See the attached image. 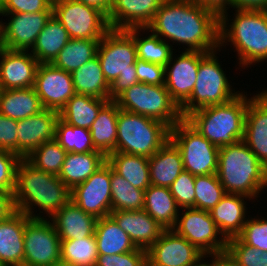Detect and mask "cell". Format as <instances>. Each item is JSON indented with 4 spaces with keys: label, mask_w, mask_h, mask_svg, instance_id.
Listing matches in <instances>:
<instances>
[{
    "label": "cell",
    "mask_w": 267,
    "mask_h": 266,
    "mask_svg": "<svg viewBox=\"0 0 267 266\" xmlns=\"http://www.w3.org/2000/svg\"><path fill=\"white\" fill-rule=\"evenodd\" d=\"M164 0H113L107 15L111 29L147 28Z\"/></svg>",
    "instance_id": "21"
},
{
    "label": "cell",
    "mask_w": 267,
    "mask_h": 266,
    "mask_svg": "<svg viewBox=\"0 0 267 266\" xmlns=\"http://www.w3.org/2000/svg\"><path fill=\"white\" fill-rule=\"evenodd\" d=\"M215 266H242L227 250L215 254Z\"/></svg>",
    "instance_id": "56"
},
{
    "label": "cell",
    "mask_w": 267,
    "mask_h": 266,
    "mask_svg": "<svg viewBox=\"0 0 267 266\" xmlns=\"http://www.w3.org/2000/svg\"><path fill=\"white\" fill-rule=\"evenodd\" d=\"M180 216L173 230L204 255H213L227 250V240L224 237L220 239L217 237L221 233L209 211L185 208V212Z\"/></svg>",
    "instance_id": "13"
},
{
    "label": "cell",
    "mask_w": 267,
    "mask_h": 266,
    "mask_svg": "<svg viewBox=\"0 0 267 266\" xmlns=\"http://www.w3.org/2000/svg\"><path fill=\"white\" fill-rule=\"evenodd\" d=\"M0 47H1V26H0Z\"/></svg>",
    "instance_id": "61"
},
{
    "label": "cell",
    "mask_w": 267,
    "mask_h": 266,
    "mask_svg": "<svg viewBox=\"0 0 267 266\" xmlns=\"http://www.w3.org/2000/svg\"><path fill=\"white\" fill-rule=\"evenodd\" d=\"M135 68L138 82L150 85H165V67L159 64L136 59Z\"/></svg>",
    "instance_id": "50"
},
{
    "label": "cell",
    "mask_w": 267,
    "mask_h": 266,
    "mask_svg": "<svg viewBox=\"0 0 267 266\" xmlns=\"http://www.w3.org/2000/svg\"><path fill=\"white\" fill-rule=\"evenodd\" d=\"M203 255L187 239L167 229L147 250V266H190Z\"/></svg>",
    "instance_id": "17"
},
{
    "label": "cell",
    "mask_w": 267,
    "mask_h": 266,
    "mask_svg": "<svg viewBox=\"0 0 267 266\" xmlns=\"http://www.w3.org/2000/svg\"><path fill=\"white\" fill-rule=\"evenodd\" d=\"M216 174L229 194L252 199L267 187V168L243 140L219 148Z\"/></svg>",
    "instance_id": "3"
},
{
    "label": "cell",
    "mask_w": 267,
    "mask_h": 266,
    "mask_svg": "<svg viewBox=\"0 0 267 266\" xmlns=\"http://www.w3.org/2000/svg\"><path fill=\"white\" fill-rule=\"evenodd\" d=\"M165 66V87L180 107L190 96L197 80L199 51L185 50Z\"/></svg>",
    "instance_id": "18"
},
{
    "label": "cell",
    "mask_w": 267,
    "mask_h": 266,
    "mask_svg": "<svg viewBox=\"0 0 267 266\" xmlns=\"http://www.w3.org/2000/svg\"><path fill=\"white\" fill-rule=\"evenodd\" d=\"M235 11L230 25H227L228 14L220 15V46L231 42L242 67L267 60V11Z\"/></svg>",
    "instance_id": "5"
},
{
    "label": "cell",
    "mask_w": 267,
    "mask_h": 266,
    "mask_svg": "<svg viewBox=\"0 0 267 266\" xmlns=\"http://www.w3.org/2000/svg\"><path fill=\"white\" fill-rule=\"evenodd\" d=\"M71 190L58 176L37 169L26 158L16 168L15 189L12 195L14 210L30 218H43L33 214V205L52 217L70 200Z\"/></svg>",
    "instance_id": "2"
},
{
    "label": "cell",
    "mask_w": 267,
    "mask_h": 266,
    "mask_svg": "<svg viewBox=\"0 0 267 266\" xmlns=\"http://www.w3.org/2000/svg\"><path fill=\"white\" fill-rule=\"evenodd\" d=\"M170 139V128L157 120L118 107L115 152L150 158Z\"/></svg>",
    "instance_id": "6"
},
{
    "label": "cell",
    "mask_w": 267,
    "mask_h": 266,
    "mask_svg": "<svg viewBox=\"0 0 267 266\" xmlns=\"http://www.w3.org/2000/svg\"><path fill=\"white\" fill-rule=\"evenodd\" d=\"M33 88L43 108L57 112L76 94L71 73L52 63L39 64Z\"/></svg>",
    "instance_id": "15"
},
{
    "label": "cell",
    "mask_w": 267,
    "mask_h": 266,
    "mask_svg": "<svg viewBox=\"0 0 267 266\" xmlns=\"http://www.w3.org/2000/svg\"><path fill=\"white\" fill-rule=\"evenodd\" d=\"M249 199L244 195L229 194L220 200V202L210 211L221 236L226 240L237 237L246 223V202Z\"/></svg>",
    "instance_id": "26"
},
{
    "label": "cell",
    "mask_w": 267,
    "mask_h": 266,
    "mask_svg": "<svg viewBox=\"0 0 267 266\" xmlns=\"http://www.w3.org/2000/svg\"><path fill=\"white\" fill-rule=\"evenodd\" d=\"M54 139L67 152L85 153L96 151L88 129L72 126L60 117L56 122Z\"/></svg>",
    "instance_id": "41"
},
{
    "label": "cell",
    "mask_w": 267,
    "mask_h": 266,
    "mask_svg": "<svg viewBox=\"0 0 267 266\" xmlns=\"http://www.w3.org/2000/svg\"><path fill=\"white\" fill-rule=\"evenodd\" d=\"M114 101L121 110L147 116L162 122L170 129L183 119L180 107L171 98L165 85L137 82Z\"/></svg>",
    "instance_id": "8"
},
{
    "label": "cell",
    "mask_w": 267,
    "mask_h": 266,
    "mask_svg": "<svg viewBox=\"0 0 267 266\" xmlns=\"http://www.w3.org/2000/svg\"><path fill=\"white\" fill-rule=\"evenodd\" d=\"M4 16V12H3V0H0V16ZM2 23V21H0V24Z\"/></svg>",
    "instance_id": "60"
},
{
    "label": "cell",
    "mask_w": 267,
    "mask_h": 266,
    "mask_svg": "<svg viewBox=\"0 0 267 266\" xmlns=\"http://www.w3.org/2000/svg\"><path fill=\"white\" fill-rule=\"evenodd\" d=\"M237 237L251 247L267 251V220L264 218L247 219Z\"/></svg>",
    "instance_id": "46"
},
{
    "label": "cell",
    "mask_w": 267,
    "mask_h": 266,
    "mask_svg": "<svg viewBox=\"0 0 267 266\" xmlns=\"http://www.w3.org/2000/svg\"><path fill=\"white\" fill-rule=\"evenodd\" d=\"M145 191L132 186L111 167V211L143 210Z\"/></svg>",
    "instance_id": "38"
},
{
    "label": "cell",
    "mask_w": 267,
    "mask_h": 266,
    "mask_svg": "<svg viewBox=\"0 0 267 266\" xmlns=\"http://www.w3.org/2000/svg\"><path fill=\"white\" fill-rule=\"evenodd\" d=\"M145 210L165 230L173 229L179 217V206L169 187L150 185L145 190Z\"/></svg>",
    "instance_id": "30"
},
{
    "label": "cell",
    "mask_w": 267,
    "mask_h": 266,
    "mask_svg": "<svg viewBox=\"0 0 267 266\" xmlns=\"http://www.w3.org/2000/svg\"><path fill=\"white\" fill-rule=\"evenodd\" d=\"M109 100L75 94L59 112V117L72 126L89 130L97 118L100 109Z\"/></svg>",
    "instance_id": "35"
},
{
    "label": "cell",
    "mask_w": 267,
    "mask_h": 266,
    "mask_svg": "<svg viewBox=\"0 0 267 266\" xmlns=\"http://www.w3.org/2000/svg\"><path fill=\"white\" fill-rule=\"evenodd\" d=\"M95 266H147V250H136L122 254H98Z\"/></svg>",
    "instance_id": "47"
},
{
    "label": "cell",
    "mask_w": 267,
    "mask_h": 266,
    "mask_svg": "<svg viewBox=\"0 0 267 266\" xmlns=\"http://www.w3.org/2000/svg\"><path fill=\"white\" fill-rule=\"evenodd\" d=\"M2 91H3V89H2V86H1V82H0V94H1Z\"/></svg>",
    "instance_id": "63"
},
{
    "label": "cell",
    "mask_w": 267,
    "mask_h": 266,
    "mask_svg": "<svg viewBox=\"0 0 267 266\" xmlns=\"http://www.w3.org/2000/svg\"><path fill=\"white\" fill-rule=\"evenodd\" d=\"M169 190L179 208H195V175L182 171Z\"/></svg>",
    "instance_id": "45"
},
{
    "label": "cell",
    "mask_w": 267,
    "mask_h": 266,
    "mask_svg": "<svg viewBox=\"0 0 267 266\" xmlns=\"http://www.w3.org/2000/svg\"><path fill=\"white\" fill-rule=\"evenodd\" d=\"M96 56L109 85L120 73L136 71L135 41L127 30L110 29L100 40Z\"/></svg>",
    "instance_id": "11"
},
{
    "label": "cell",
    "mask_w": 267,
    "mask_h": 266,
    "mask_svg": "<svg viewBox=\"0 0 267 266\" xmlns=\"http://www.w3.org/2000/svg\"><path fill=\"white\" fill-rule=\"evenodd\" d=\"M107 162V157L99 151L66 153L58 178L72 190L86 181Z\"/></svg>",
    "instance_id": "28"
},
{
    "label": "cell",
    "mask_w": 267,
    "mask_h": 266,
    "mask_svg": "<svg viewBox=\"0 0 267 266\" xmlns=\"http://www.w3.org/2000/svg\"><path fill=\"white\" fill-rule=\"evenodd\" d=\"M110 216L130 236L137 248L148 250L165 230L145 210L111 211Z\"/></svg>",
    "instance_id": "24"
},
{
    "label": "cell",
    "mask_w": 267,
    "mask_h": 266,
    "mask_svg": "<svg viewBox=\"0 0 267 266\" xmlns=\"http://www.w3.org/2000/svg\"><path fill=\"white\" fill-rule=\"evenodd\" d=\"M227 251L242 266H267V251L243 243L238 237L227 240Z\"/></svg>",
    "instance_id": "44"
},
{
    "label": "cell",
    "mask_w": 267,
    "mask_h": 266,
    "mask_svg": "<svg viewBox=\"0 0 267 266\" xmlns=\"http://www.w3.org/2000/svg\"><path fill=\"white\" fill-rule=\"evenodd\" d=\"M94 236L98 254H122L137 249L130 236L110 215L98 218Z\"/></svg>",
    "instance_id": "32"
},
{
    "label": "cell",
    "mask_w": 267,
    "mask_h": 266,
    "mask_svg": "<svg viewBox=\"0 0 267 266\" xmlns=\"http://www.w3.org/2000/svg\"><path fill=\"white\" fill-rule=\"evenodd\" d=\"M170 140L180 150L185 171L195 176L217 173L219 148L184 118L170 129Z\"/></svg>",
    "instance_id": "9"
},
{
    "label": "cell",
    "mask_w": 267,
    "mask_h": 266,
    "mask_svg": "<svg viewBox=\"0 0 267 266\" xmlns=\"http://www.w3.org/2000/svg\"><path fill=\"white\" fill-rule=\"evenodd\" d=\"M49 266H73V265H71V264H69V263H67V262H64V261H62V260H59V261H57V262L52 263V264L49 265Z\"/></svg>",
    "instance_id": "59"
},
{
    "label": "cell",
    "mask_w": 267,
    "mask_h": 266,
    "mask_svg": "<svg viewBox=\"0 0 267 266\" xmlns=\"http://www.w3.org/2000/svg\"><path fill=\"white\" fill-rule=\"evenodd\" d=\"M151 185L169 187L184 171L182 156L177 146L169 139L150 158Z\"/></svg>",
    "instance_id": "27"
},
{
    "label": "cell",
    "mask_w": 267,
    "mask_h": 266,
    "mask_svg": "<svg viewBox=\"0 0 267 266\" xmlns=\"http://www.w3.org/2000/svg\"><path fill=\"white\" fill-rule=\"evenodd\" d=\"M61 239L50 220L30 218L24 231L23 266H49L61 260Z\"/></svg>",
    "instance_id": "12"
},
{
    "label": "cell",
    "mask_w": 267,
    "mask_h": 266,
    "mask_svg": "<svg viewBox=\"0 0 267 266\" xmlns=\"http://www.w3.org/2000/svg\"><path fill=\"white\" fill-rule=\"evenodd\" d=\"M61 260L73 266H95L98 257L95 236L61 240Z\"/></svg>",
    "instance_id": "40"
},
{
    "label": "cell",
    "mask_w": 267,
    "mask_h": 266,
    "mask_svg": "<svg viewBox=\"0 0 267 266\" xmlns=\"http://www.w3.org/2000/svg\"><path fill=\"white\" fill-rule=\"evenodd\" d=\"M70 199L84 212L102 218L111 212V166L106 162L71 190Z\"/></svg>",
    "instance_id": "14"
},
{
    "label": "cell",
    "mask_w": 267,
    "mask_h": 266,
    "mask_svg": "<svg viewBox=\"0 0 267 266\" xmlns=\"http://www.w3.org/2000/svg\"><path fill=\"white\" fill-rule=\"evenodd\" d=\"M59 112L43 109L28 118L18 120L17 155L27 158L37 147L55 137Z\"/></svg>",
    "instance_id": "20"
},
{
    "label": "cell",
    "mask_w": 267,
    "mask_h": 266,
    "mask_svg": "<svg viewBox=\"0 0 267 266\" xmlns=\"http://www.w3.org/2000/svg\"><path fill=\"white\" fill-rule=\"evenodd\" d=\"M30 217L14 210L0 221V262L4 266H23L24 231Z\"/></svg>",
    "instance_id": "23"
},
{
    "label": "cell",
    "mask_w": 267,
    "mask_h": 266,
    "mask_svg": "<svg viewBox=\"0 0 267 266\" xmlns=\"http://www.w3.org/2000/svg\"><path fill=\"white\" fill-rule=\"evenodd\" d=\"M53 15L70 39L101 40L111 29L102 11L77 0H57L53 4Z\"/></svg>",
    "instance_id": "10"
},
{
    "label": "cell",
    "mask_w": 267,
    "mask_h": 266,
    "mask_svg": "<svg viewBox=\"0 0 267 266\" xmlns=\"http://www.w3.org/2000/svg\"><path fill=\"white\" fill-rule=\"evenodd\" d=\"M71 75L76 94L109 99L110 85L104 78L97 56L74 70Z\"/></svg>",
    "instance_id": "36"
},
{
    "label": "cell",
    "mask_w": 267,
    "mask_h": 266,
    "mask_svg": "<svg viewBox=\"0 0 267 266\" xmlns=\"http://www.w3.org/2000/svg\"><path fill=\"white\" fill-rule=\"evenodd\" d=\"M66 153L60 144L53 139L37 147L26 159L37 169L58 176Z\"/></svg>",
    "instance_id": "42"
},
{
    "label": "cell",
    "mask_w": 267,
    "mask_h": 266,
    "mask_svg": "<svg viewBox=\"0 0 267 266\" xmlns=\"http://www.w3.org/2000/svg\"><path fill=\"white\" fill-rule=\"evenodd\" d=\"M118 105L114 100H109L99 111L97 118L91 125L94 149L106 157L115 152L117 139Z\"/></svg>",
    "instance_id": "29"
},
{
    "label": "cell",
    "mask_w": 267,
    "mask_h": 266,
    "mask_svg": "<svg viewBox=\"0 0 267 266\" xmlns=\"http://www.w3.org/2000/svg\"><path fill=\"white\" fill-rule=\"evenodd\" d=\"M249 98L241 92L230 101L197 109L184 119L213 145L221 148L244 139Z\"/></svg>",
    "instance_id": "4"
},
{
    "label": "cell",
    "mask_w": 267,
    "mask_h": 266,
    "mask_svg": "<svg viewBox=\"0 0 267 266\" xmlns=\"http://www.w3.org/2000/svg\"><path fill=\"white\" fill-rule=\"evenodd\" d=\"M18 120L0 113V149L17 154Z\"/></svg>",
    "instance_id": "51"
},
{
    "label": "cell",
    "mask_w": 267,
    "mask_h": 266,
    "mask_svg": "<svg viewBox=\"0 0 267 266\" xmlns=\"http://www.w3.org/2000/svg\"><path fill=\"white\" fill-rule=\"evenodd\" d=\"M231 7L237 10L267 11V0H231Z\"/></svg>",
    "instance_id": "53"
},
{
    "label": "cell",
    "mask_w": 267,
    "mask_h": 266,
    "mask_svg": "<svg viewBox=\"0 0 267 266\" xmlns=\"http://www.w3.org/2000/svg\"><path fill=\"white\" fill-rule=\"evenodd\" d=\"M219 28L220 16L196 1L164 0L143 30L162 40L186 44L188 51L212 52L220 48Z\"/></svg>",
    "instance_id": "1"
},
{
    "label": "cell",
    "mask_w": 267,
    "mask_h": 266,
    "mask_svg": "<svg viewBox=\"0 0 267 266\" xmlns=\"http://www.w3.org/2000/svg\"><path fill=\"white\" fill-rule=\"evenodd\" d=\"M20 159L17 154L0 149V191L13 195Z\"/></svg>",
    "instance_id": "48"
},
{
    "label": "cell",
    "mask_w": 267,
    "mask_h": 266,
    "mask_svg": "<svg viewBox=\"0 0 267 266\" xmlns=\"http://www.w3.org/2000/svg\"><path fill=\"white\" fill-rule=\"evenodd\" d=\"M0 82L3 90L34 86L39 62L28 51L0 47Z\"/></svg>",
    "instance_id": "19"
},
{
    "label": "cell",
    "mask_w": 267,
    "mask_h": 266,
    "mask_svg": "<svg viewBox=\"0 0 267 266\" xmlns=\"http://www.w3.org/2000/svg\"><path fill=\"white\" fill-rule=\"evenodd\" d=\"M194 1H196L203 7L216 12L219 16L223 12L227 13L228 8H230L227 6H231V0H194Z\"/></svg>",
    "instance_id": "54"
},
{
    "label": "cell",
    "mask_w": 267,
    "mask_h": 266,
    "mask_svg": "<svg viewBox=\"0 0 267 266\" xmlns=\"http://www.w3.org/2000/svg\"><path fill=\"white\" fill-rule=\"evenodd\" d=\"M85 5L92 6L102 11L106 16L108 15L113 0H77Z\"/></svg>",
    "instance_id": "57"
},
{
    "label": "cell",
    "mask_w": 267,
    "mask_h": 266,
    "mask_svg": "<svg viewBox=\"0 0 267 266\" xmlns=\"http://www.w3.org/2000/svg\"><path fill=\"white\" fill-rule=\"evenodd\" d=\"M69 40L66 29L53 15L39 33L31 54L40 64L52 63Z\"/></svg>",
    "instance_id": "34"
},
{
    "label": "cell",
    "mask_w": 267,
    "mask_h": 266,
    "mask_svg": "<svg viewBox=\"0 0 267 266\" xmlns=\"http://www.w3.org/2000/svg\"><path fill=\"white\" fill-rule=\"evenodd\" d=\"M4 13L53 12L49 0H3Z\"/></svg>",
    "instance_id": "49"
},
{
    "label": "cell",
    "mask_w": 267,
    "mask_h": 266,
    "mask_svg": "<svg viewBox=\"0 0 267 266\" xmlns=\"http://www.w3.org/2000/svg\"><path fill=\"white\" fill-rule=\"evenodd\" d=\"M263 91L248 102L243 141L267 168V89Z\"/></svg>",
    "instance_id": "22"
},
{
    "label": "cell",
    "mask_w": 267,
    "mask_h": 266,
    "mask_svg": "<svg viewBox=\"0 0 267 266\" xmlns=\"http://www.w3.org/2000/svg\"><path fill=\"white\" fill-rule=\"evenodd\" d=\"M52 4H54L57 0H49Z\"/></svg>",
    "instance_id": "62"
},
{
    "label": "cell",
    "mask_w": 267,
    "mask_h": 266,
    "mask_svg": "<svg viewBox=\"0 0 267 266\" xmlns=\"http://www.w3.org/2000/svg\"><path fill=\"white\" fill-rule=\"evenodd\" d=\"M14 211L12 195L0 191V221Z\"/></svg>",
    "instance_id": "55"
},
{
    "label": "cell",
    "mask_w": 267,
    "mask_h": 266,
    "mask_svg": "<svg viewBox=\"0 0 267 266\" xmlns=\"http://www.w3.org/2000/svg\"><path fill=\"white\" fill-rule=\"evenodd\" d=\"M107 163L132 186L145 191L151 185L147 157L113 152L107 156Z\"/></svg>",
    "instance_id": "33"
},
{
    "label": "cell",
    "mask_w": 267,
    "mask_h": 266,
    "mask_svg": "<svg viewBox=\"0 0 267 266\" xmlns=\"http://www.w3.org/2000/svg\"><path fill=\"white\" fill-rule=\"evenodd\" d=\"M138 82L137 71L120 73L118 78L110 85L109 99L115 100L122 92Z\"/></svg>",
    "instance_id": "52"
},
{
    "label": "cell",
    "mask_w": 267,
    "mask_h": 266,
    "mask_svg": "<svg viewBox=\"0 0 267 266\" xmlns=\"http://www.w3.org/2000/svg\"><path fill=\"white\" fill-rule=\"evenodd\" d=\"M100 40L70 39L58 53L52 64L72 73L97 55Z\"/></svg>",
    "instance_id": "37"
},
{
    "label": "cell",
    "mask_w": 267,
    "mask_h": 266,
    "mask_svg": "<svg viewBox=\"0 0 267 266\" xmlns=\"http://www.w3.org/2000/svg\"><path fill=\"white\" fill-rule=\"evenodd\" d=\"M8 23H1V46L10 50L29 51L53 12L4 13Z\"/></svg>",
    "instance_id": "16"
},
{
    "label": "cell",
    "mask_w": 267,
    "mask_h": 266,
    "mask_svg": "<svg viewBox=\"0 0 267 266\" xmlns=\"http://www.w3.org/2000/svg\"><path fill=\"white\" fill-rule=\"evenodd\" d=\"M215 52L199 51L196 83L191 96L180 106L183 118L197 109L226 103L240 94L231 89Z\"/></svg>",
    "instance_id": "7"
},
{
    "label": "cell",
    "mask_w": 267,
    "mask_h": 266,
    "mask_svg": "<svg viewBox=\"0 0 267 266\" xmlns=\"http://www.w3.org/2000/svg\"><path fill=\"white\" fill-rule=\"evenodd\" d=\"M141 30L142 28L127 29L134 38L137 58L165 67L173 54V47L170 43H168V41L162 40L159 36H156L152 32L148 37H144L142 39L139 35L141 34L139 33Z\"/></svg>",
    "instance_id": "39"
},
{
    "label": "cell",
    "mask_w": 267,
    "mask_h": 266,
    "mask_svg": "<svg viewBox=\"0 0 267 266\" xmlns=\"http://www.w3.org/2000/svg\"><path fill=\"white\" fill-rule=\"evenodd\" d=\"M226 195L217 174L195 176V208L211 211Z\"/></svg>",
    "instance_id": "43"
},
{
    "label": "cell",
    "mask_w": 267,
    "mask_h": 266,
    "mask_svg": "<svg viewBox=\"0 0 267 266\" xmlns=\"http://www.w3.org/2000/svg\"><path fill=\"white\" fill-rule=\"evenodd\" d=\"M43 109L33 87L3 90L0 94V113L9 118L22 120Z\"/></svg>",
    "instance_id": "31"
},
{
    "label": "cell",
    "mask_w": 267,
    "mask_h": 266,
    "mask_svg": "<svg viewBox=\"0 0 267 266\" xmlns=\"http://www.w3.org/2000/svg\"><path fill=\"white\" fill-rule=\"evenodd\" d=\"M205 256L208 257L207 255H203L195 263L191 264L190 266H215V254L209 255V257L211 256L213 258L210 264L209 263L206 264L205 262L203 263L201 261V260H204Z\"/></svg>",
    "instance_id": "58"
},
{
    "label": "cell",
    "mask_w": 267,
    "mask_h": 266,
    "mask_svg": "<svg viewBox=\"0 0 267 266\" xmlns=\"http://www.w3.org/2000/svg\"><path fill=\"white\" fill-rule=\"evenodd\" d=\"M61 240L94 236L98 218L84 212L71 199L50 217Z\"/></svg>",
    "instance_id": "25"
}]
</instances>
